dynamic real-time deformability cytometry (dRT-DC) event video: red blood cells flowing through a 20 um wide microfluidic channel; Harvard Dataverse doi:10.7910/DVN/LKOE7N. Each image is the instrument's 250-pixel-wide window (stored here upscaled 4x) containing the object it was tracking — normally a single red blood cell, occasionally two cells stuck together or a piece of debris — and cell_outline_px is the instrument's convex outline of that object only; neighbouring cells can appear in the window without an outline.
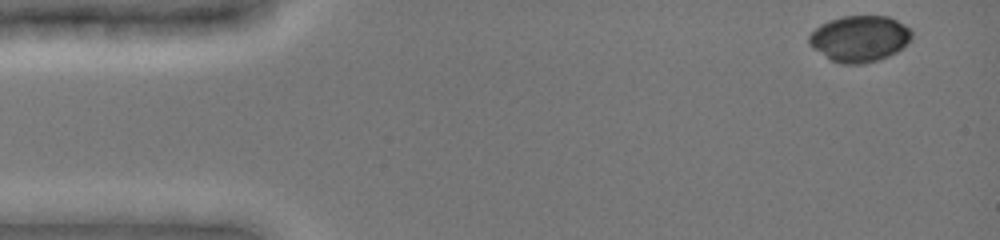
{"species": "common noctule bat (a hibernating species)", "species_latin": "Nyctalus noctula", "temperature_condition": "cold", "stored_images_in_passage": 6, "camera_frame_rate_fps": 3000, "um_per_image_px": 0.085, "animal": {"sex": "female", "body_mass_g": 19.0, "forearm_length_mm": 51.5}, "frame": {"image": 1, "passage_image": 1, "time_ms": 0.0, "image_size_px": [1000, 240], "cell_outline_px": [[912, 40], [904, 48], [888, 56], [876, 60], [860, 64], [840, 64], [832, 60], [812, 48], [808, 44], [808, 36], [820, 24], [844, 16], [888, 16], [904, 24], [912, 32]], "centroid_in_image_um": [73.08, 3.29], "position_along_channel_um": 11.9, "area_um2": 27.63}}